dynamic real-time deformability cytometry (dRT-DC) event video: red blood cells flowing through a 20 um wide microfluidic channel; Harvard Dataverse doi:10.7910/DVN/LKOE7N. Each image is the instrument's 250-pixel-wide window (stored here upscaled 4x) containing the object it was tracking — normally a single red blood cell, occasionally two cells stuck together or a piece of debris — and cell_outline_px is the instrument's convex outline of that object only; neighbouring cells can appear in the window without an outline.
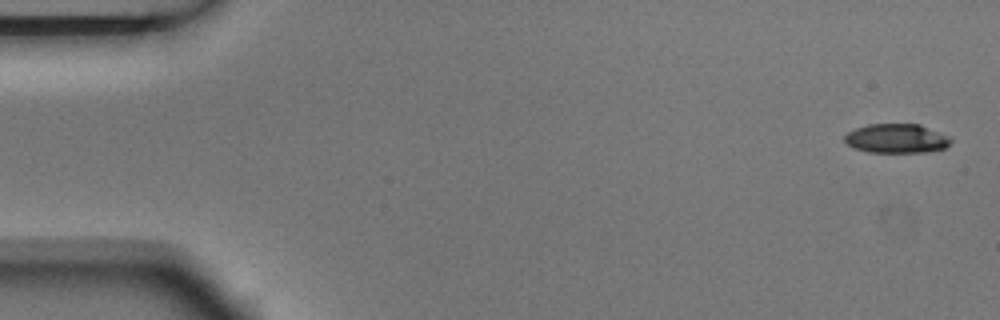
{"species": "Egyptian fruit bat (a non-hibernating species)", "species_latin": "Rousettus aegyptiacus", "temperature_condition": "room temperature", "stored_images_in_passage": 5, "segment_of_instrument_passage": [1, 2], "camera_frame_rate_fps": 3000, "um_per_image_px": 0.085, "animal": {"sex": "male"}, "frame": {"image": 1, "passage_image": 1, "time_ms": 0.0, "image_size_px": [1000, 320], "cell_outline_px": [[952, 140], [944, 148], [924, 152], [868, 152], [852, 148], [844, 140], [844, 136], [848, 132], [856, 128], [868, 124], [920, 124], [952, 136]], "centroid_in_image_um": [76.22, 11.76], "position_along_channel_um": 8.8, "area_um2": 18.21}}
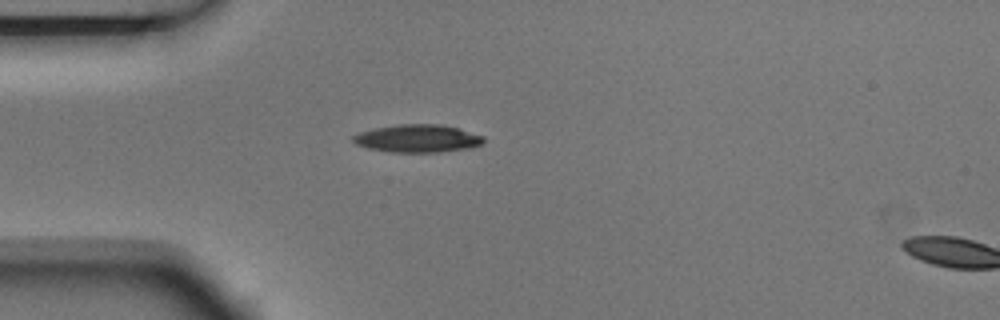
{"frame": {"image": 2, "passage_image": 4, "time_ms": 1.0, "image_size_px": [1000, 320], "cell_outline_px": [[484, 140], [480, 144], [468, 148], [436, 152], [392, 152], [368, 148], [356, 144], [352, 140], [352, 136], [360, 132], [376, 128], [400, 124], [440, 124], [460, 128], [484, 136]], "centroid_in_image_um": [35.5, 11.76], "position_along_channel_um": 49.5, "area_um2": 20.98}}